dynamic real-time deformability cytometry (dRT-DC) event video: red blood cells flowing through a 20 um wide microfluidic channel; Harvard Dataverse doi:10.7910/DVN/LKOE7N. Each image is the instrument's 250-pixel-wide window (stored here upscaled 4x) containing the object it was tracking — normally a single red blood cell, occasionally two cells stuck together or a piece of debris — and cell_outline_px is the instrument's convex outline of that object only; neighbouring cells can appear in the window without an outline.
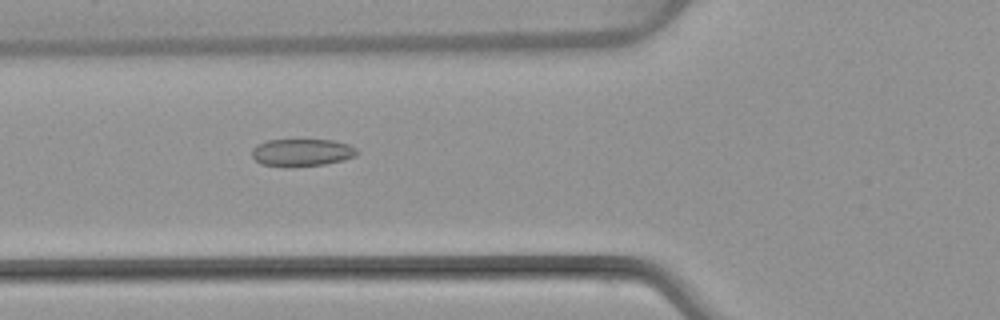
{"species": "common noctule bat (a hibernating species)", "species_latin": "Nyctalus noctula", "temperature_condition": "warm", "stored_images_in_passage": 5, "camera_frame_rate_fps": 3000, "um_per_image_px": 0.085, "animal": {"sex": "female", "body_mass_g": 22.7, "forearm_length_mm": 54.2}, "frame": {"image": 1, "passage_image": 5, "time_ms": 5.667, "image_size_px": [1000, 320], "cell_outline_px": [[360, 152], [356, 156], [344, 160], [324, 164], [260, 164], [252, 156], [252, 148], [256, 144], [268, 140], [332, 140], [348, 144], [356, 148]], "centroid_in_image_um": [25.7, 12.92], "position_along_channel_um": 100.1, "area_um2": 16.18}}